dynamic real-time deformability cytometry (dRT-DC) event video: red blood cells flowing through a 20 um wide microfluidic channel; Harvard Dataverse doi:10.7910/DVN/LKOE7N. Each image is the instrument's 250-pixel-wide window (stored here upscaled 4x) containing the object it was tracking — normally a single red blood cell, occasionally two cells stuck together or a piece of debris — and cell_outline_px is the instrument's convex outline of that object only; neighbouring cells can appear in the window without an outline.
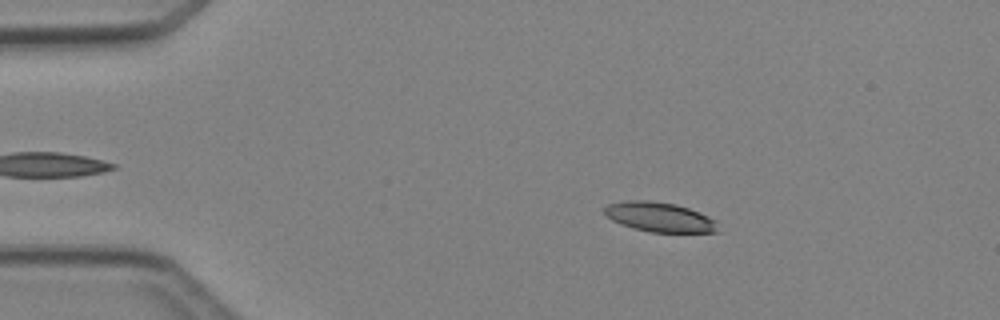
{"species": "Egyptian fruit bat (a non-hibernating species)", "species_latin": "Rousettus aegyptiacus", "temperature_condition": "cold", "stored_images_in_passage": 6, "camera_frame_rate_fps": 3000, "um_per_image_px": 0.085, "animal": {"sex": "female"}, "frame": {"image": 1, "passage_image": 3, "time_ms": 2.333, "image_size_px": [1000, 320], "cell_outline_px": [[720, 232], [652, 232], [632, 228], [620, 224], [612, 220], [604, 212], [604, 208], [608, 204], [628, 200], [648, 200], [676, 204], [700, 212], [716, 220]], "centroid_in_image_um": [56.08, 18.45], "position_along_channel_um": 28.9, "area_um2": 19.65}}
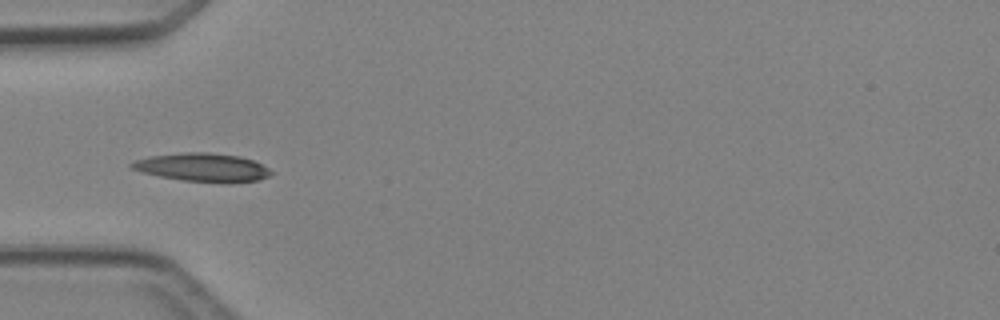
{"frame": {"image": 2, "passage_image": 5, "time_ms": 4.667, "image_size_px": [1000, 320], "cell_outline_px": [[276, 172], [268, 176], [256, 180], [184, 180], [160, 176], [140, 172], [128, 168], [128, 164], [136, 160], [148, 156], [184, 152], [208, 152], [240, 156], [252, 160]], "centroid_in_image_um": [17.11, 14.18], "position_along_channel_um": 67.9, "area_um2": 22.31}}
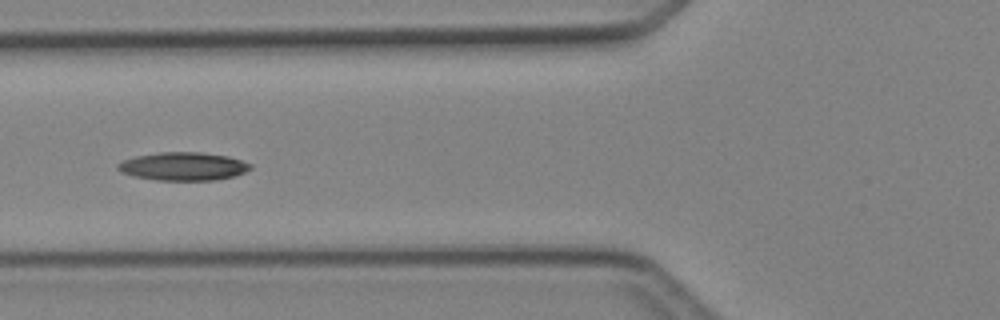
{"frame": {"image": 3, "passage_image": 6, "time_ms": 5.667, "image_size_px": [1000, 320], "cell_outline_px": [[252, 168], [244, 172], [232, 176], [216, 180], [156, 180], [136, 176], [120, 172], [116, 168], [116, 164], [124, 160], [136, 156], [160, 152], [200, 152], [228, 156], [252, 164]], "centroid_in_image_um": [15.56, 14.13], "position_along_channel_um": 110.2, "area_um2": 21.68}}